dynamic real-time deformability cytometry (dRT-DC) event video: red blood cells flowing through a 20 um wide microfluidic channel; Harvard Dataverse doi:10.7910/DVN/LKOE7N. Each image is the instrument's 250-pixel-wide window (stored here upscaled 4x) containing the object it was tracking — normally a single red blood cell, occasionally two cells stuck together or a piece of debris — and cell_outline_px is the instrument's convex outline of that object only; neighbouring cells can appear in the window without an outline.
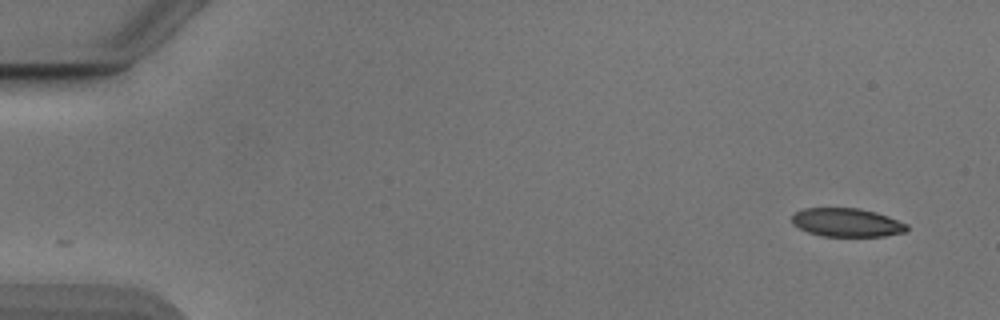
{"species": "Egyptian fruit bat (a non-hibernating species)", "species_latin": "Rousettus aegyptiacus", "temperature_condition": "cold", "stored_images_in_passage": 51, "camera_frame_rate_fps": 3000, "um_per_image_px": 0.085, "animal": {"sex": "male"}, "frame": {"image": 1, "passage_image": 1, "time_ms": 0.0, "image_size_px": [1000, 320], "cell_outline_px": [[908, 232], [884, 236], [820, 236], [808, 232], [792, 224], [792, 216], [796, 212], [804, 208], [856, 208], [876, 212], [888, 216], [908, 224]], "centroid_in_image_um": [72.0, 18.92], "position_along_channel_um": 13.0, "area_um2": 19.19}}
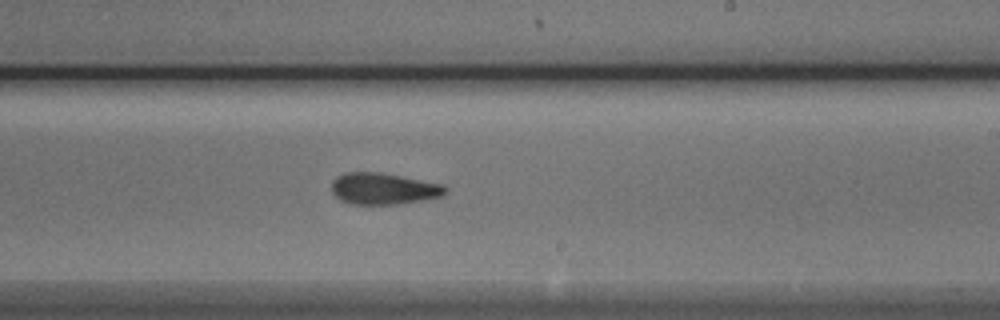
{"frame": {"image": 2, "passage_image": 30, "time_ms": 9.667, "image_size_px": [1000, 320], "cell_outline_px": [[448, 192], [444, 196], [404, 204], [348, 204], [340, 200], [332, 192], [332, 180], [336, 176], [344, 172], [380, 172], [444, 184], [448, 188]], "centroid_in_image_um": [32.63, 16.04], "position_along_channel_um": 256.4, "area_um2": 21.33}}
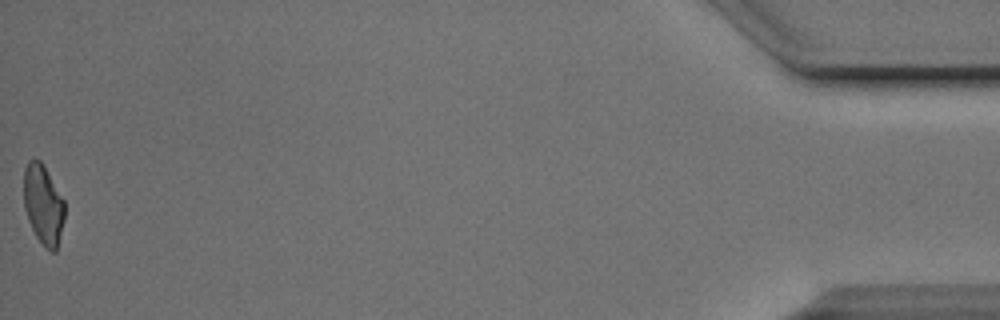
{"frame": {"image": 3, "passage_image": 51, "time_ms": 16.667, "image_size_px": [1000, 320], "cell_outline_px": [[64, 220], [56, 252], [52, 252], [36, 236], [28, 220], [24, 208], [24, 168], [28, 160], [40, 160], [64, 200]], "centroid_in_image_um": [3.67, 17.38], "position_along_channel_um": 431.5, "area_um2": 18.67}, "authors_computed_cell_mechanics": {"area_um2": 20.808, "velocity_mm_per_s": 3.8824, "shape_relaxation_time_tau1_ms": 7.6113, "shape_relaxation_time_tau2_ms": 3.0879, "deformation_change_tau1": 0.1687, "deformation_change_tau2": 0.1109}}